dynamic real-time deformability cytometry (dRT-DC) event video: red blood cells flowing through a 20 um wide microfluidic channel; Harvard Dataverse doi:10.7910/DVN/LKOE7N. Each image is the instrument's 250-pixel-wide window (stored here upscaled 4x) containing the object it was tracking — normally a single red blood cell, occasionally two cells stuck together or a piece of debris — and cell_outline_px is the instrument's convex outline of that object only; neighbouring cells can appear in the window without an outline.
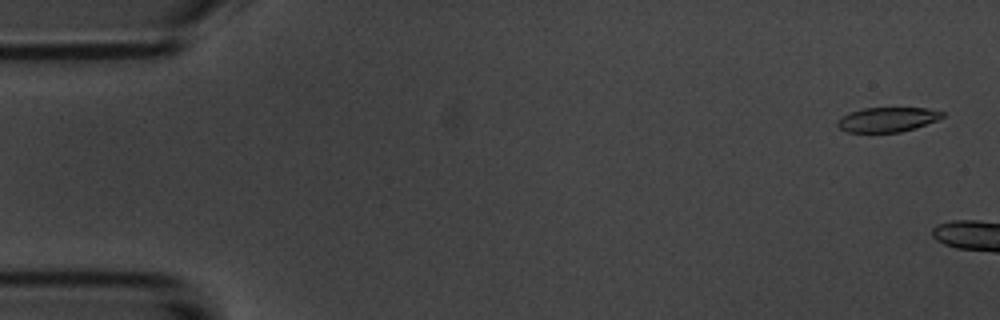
{"species": "common noctule bat (a hibernating species)", "species_latin": "Nyctalus noctula", "temperature_condition": "room temperature", "stored_images_in_passage": 3, "camera_frame_rate_fps": 3000, "um_per_image_px": 0.085, "animal": {"sex": "male", "body_mass_g": 20.1, "forearm_length_mm": 53.5}, "frame": {"image": 1, "passage_image": 1, "time_ms": 0.0, "image_size_px": [1000, 320], "cell_outline_px": [[944, 116], [940, 120], [916, 128], [900, 132], [848, 132], [840, 128], [836, 124], [836, 120], [848, 112], [864, 108], [928, 108], [944, 112]], "centroid_in_image_um": [75.45, 10.16], "position_along_channel_um": 9.5, "area_um2": 15.26}}